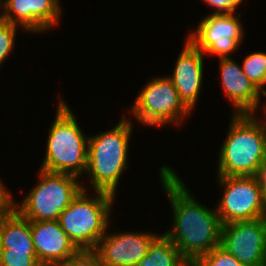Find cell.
I'll return each mask as SVG.
<instances>
[{"instance_id":"cell-2","label":"cell","mask_w":266,"mask_h":266,"mask_svg":"<svg viewBox=\"0 0 266 266\" xmlns=\"http://www.w3.org/2000/svg\"><path fill=\"white\" fill-rule=\"evenodd\" d=\"M232 117L219 152L218 176H255L266 154V120L257 121L254 113Z\"/></svg>"},{"instance_id":"cell-14","label":"cell","mask_w":266,"mask_h":266,"mask_svg":"<svg viewBox=\"0 0 266 266\" xmlns=\"http://www.w3.org/2000/svg\"><path fill=\"white\" fill-rule=\"evenodd\" d=\"M179 55L173 75L167 76L176 88L180 100L192 111L201 91L204 52L198 50L188 39Z\"/></svg>"},{"instance_id":"cell-4","label":"cell","mask_w":266,"mask_h":266,"mask_svg":"<svg viewBox=\"0 0 266 266\" xmlns=\"http://www.w3.org/2000/svg\"><path fill=\"white\" fill-rule=\"evenodd\" d=\"M59 100L41 170L79 177L87 169L88 138L78 126L68 104L61 98Z\"/></svg>"},{"instance_id":"cell-9","label":"cell","mask_w":266,"mask_h":266,"mask_svg":"<svg viewBox=\"0 0 266 266\" xmlns=\"http://www.w3.org/2000/svg\"><path fill=\"white\" fill-rule=\"evenodd\" d=\"M220 246L246 266H266V217L224 224Z\"/></svg>"},{"instance_id":"cell-5","label":"cell","mask_w":266,"mask_h":266,"mask_svg":"<svg viewBox=\"0 0 266 266\" xmlns=\"http://www.w3.org/2000/svg\"><path fill=\"white\" fill-rule=\"evenodd\" d=\"M83 188L58 218V223L79 250H95L108 229V219L115 195L96 191L87 198Z\"/></svg>"},{"instance_id":"cell-24","label":"cell","mask_w":266,"mask_h":266,"mask_svg":"<svg viewBox=\"0 0 266 266\" xmlns=\"http://www.w3.org/2000/svg\"><path fill=\"white\" fill-rule=\"evenodd\" d=\"M5 187L0 181V209H15L16 202Z\"/></svg>"},{"instance_id":"cell-13","label":"cell","mask_w":266,"mask_h":266,"mask_svg":"<svg viewBox=\"0 0 266 266\" xmlns=\"http://www.w3.org/2000/svg\"><path fill=\"white\" fill-rule=\"evenodd\" d=\"M33 246L42 266H60L79 249L57 220L30 221Z\"/></svg>"},{"instance_id":"cell-17","label":"cell","mask_w":266,"mask_h":266,"mask_svg":"<svg viewBox=\"0 0 266 266\" xmlns=\"http://www.w3.org/2000/svg\"><path fill=\"white\" fill-rule=\"evenodd\" d=\"M188 264L189 262L173 242L162 234L149 246L147 255L138 266H188Z\"/></svg>"},{"instance_id":"cell-8","label":"cell","mask_w":266,"mask_h":266,"mask_svg":"<svg viewBox=\"0 0 266 266\" xmlns=\"http://www.w3.org/2000/svg\"><path fill=\"white\" fill-rule=\"evenodd\" d=\"M224 194L216 212L223 225L266 217V199L255 176H218Z\"/></svg>"},{"instance_id":"cell-22","label":"cell","mask_w":266,"mask_h":266,"mask_svg":"<svg viewBox=\"0 0 266 266\" xmlns=\"http://www.w3.org/2000/svg\"><path fill=\"white\" fill-rule=\"evenodd\" d=\"M60 266H104L95 250H79Z\"/></svg>"},{"instance_id":"cell-1","label":"cell","mask_w":266,"mask_h":266,"mask_svg":"<svg viewBox=\"0 0 266 266\" xmlns=\"http://www.w3.org/2000/svg\"><path fill=\"white\" fill-rule=\"evenodd\" d=\"M159 173L174 219L172 229L164 235L189 263H194L220 245L223 223L216 208L210 210L194 199L173 169L165 165Z\"/></svg>"},{"instance_id":"cell-23","label":"cell","mask_w":266,"mask_h":266,"mask_svg":"<svg viewBox=\"0 0 266 266\" xmlns=\"http://www.w3.org/2000/svg\"><path fill=\"white\" fill-rule=\"evenodd\" d=\"M211 7L217 9L214 14H232L244 0H203Z\"/></svg>"},{"instance_id":"cell-11","label":"cell","mask_w":266,"mask_h":266,"mask_svg":"<svg viewBox=\"0 0 266 266\" xmlns=\"http://www.w3.org/2000/svg\"><path fill=\"white\" fill-rule=\"evenodd\" d=\"M105 233L95 251L104 266H138L159 236L151 232Z\"/></svg>"},{"instance_id":"cell-25","label":"cell","mask_w":266,"mask_h":266,"mask_svg":"<svg viewBox=\"0 0 266 266\" xmlns=\"http://www.w3.org/2000/svg\"><path fill=\"white\" fill-rule=\"evenodd\" d=\"M255 177L258 181V184H259V187L262 191V194H263L264 198L266 199V154L259 165V168H258V171H257Z\"/></svg>"},{"instance_id":"cell-16","label":"cell","mask_w":266,"mask_h":266,"mask_svg":"<svg viewBox=\"0 0 266 266\" xmlns=\"http://www.w3.org/2000/svg\"><path fill=\"white\" fill-rule=\"evenodd\" d=\"M0 249L35 253L30 221L16 209L4 220L0 231Z\"/></svg>"},{"instance_id":"cell-12","label":"cell","mask_w":266,"mask_h":266,"mask_svg":"<svg viewBox=\"0 0 266 266\" xmlns=\"http://www.w3.org/2000/svg\"><path fill=\"white\" fill-rule=\"evenodd\" d=\"M58 0H4V19L29 32H43L59 23ZM16 16V17H15Z\"/></svg>"},{"instance_id":"cell-20","label":"cell","mask_w":266,"mask_h":266,"mask_svg":"<svg viewBox=\"0 0 266 266\" xmlns=\"http://www.w3.org/2000/svg\"><path fill=\"white\" fill-rule=\"evenodd\" d=\"M0 266H42L36 253L9 252V249H0Z\"/></svg>"},{"instance_id":"cell-6","label":"cell","mask_w":266,"mask_h":266,"mask_svg":"<svg viewBox=\"0 0 266 266\" xmlns=\"http://www.w3.org/2000/svg\"><path fill=\"white\" fill-rule=\"evenodd\" d=\"M78 177L40 169V182L15 209L29 221L58 220L63 210L84 188Z\"/></svg>"},{"instance_id":"cell-28","label":"cell","mask_w":266,"mask_h":266,"mask_svg":"<svg viewBox=\"0 0 266 266\" xmlns=\"http://www.w3.org/2000/svg\"><path fill=\"white\" fill-rule=\"evenodd\" d=\"M188 266H195L193 263H189Z\"/></svg>"},{"instance_id":"cell-7","label":"cell","mask_w":266,"mask_h":266,"mask_svg":"<svg viewBox=\"0 0 266 266\" xmlns=\"http://www.w3.org/2000/svg\"><path fill=\"white\" fill-rule=\"evenodd\" d=\"M131 113L144 125L161 126L172 122L180 125L181 118L191 111L180 100L172 81L167 76H158L141 89Z\"/></svg>"},{"instance_id":"cell-27","label":"cell","mask_w":266,"mask_h":266,"mask_svg":"<svg viewBox=\"0 0 266 266\" xmlns=\"http://www.w3.org/2000/svg\"><path fill=\"white\" fill-rule=\"evenodd\" d=\"M1 7L3 9L4 7V3H3V0H0V10H1ZM5 19H4V14H3V11H1V14H0V23L4 22Z\"/></svg>"},{"instance_id":"cell-26","label":"cell","mask_w":266,"mask_h":266,"mask_svg":"<svg viewBox=\"0 0 266 266\" xmlns=\"http://www.w3.org/2000/svg\"><path fill=\"white\" fill-rule=\"evenodd\" d=\"M14 209H0V231L2 224L4 220L9 216V214L13 211Z\"/></svg>"},{"instance_id":"cell-15","label":"cell","mask_w":266,"mask_h":266,"mask_svg":"<svg viewBox=\"0 0 266 266\" xmlns=\"http://www.w3.org/2000/svg\"><path fill=\"white\" fill-rule=\"evenodd\" d=\"M220 74L224 93L235 107L234 113L256 112L261 91L248 79L242 67L232 60L231 56L220 58Z\"/></svg>"},{"instance_id":"cell-10","label":"cell","mask_w":266,"mask_h":266,"mask_svg":"<svg viewBox=\"0 0 266 266\" xmlns=\"http://www.w3.org/2000/svg\"><path fill=\"white\" fill-rule=\"evenodd\" d=\"M232 14H210L199 23L194 33H190L188 40L202 52L228 58L241 45L243 26L241 21Z\"/></svg>"},{"instance_id":"cell-19","label":"cell","mask_w":266,"mask_h":266,"mask_svg":"<svg viewBox=\"0 0 266 266\" xmlns=\"http://www.w3.org/2000/svg\"><path fill=\"white\" fill-rule=\"evenodd\" d=\"M193 264L195 266H246L220 245L200 256Z\"/></svg>"},{"instance_id":"cell-3","label":"cell","mask_w":266,"mask_h":266,"mask_svg":"<svg viewBox=\"0 0 266 266\" xmlns=\"http://www.w3.org/2000/svg\"><path fill=\"white\" fill-rule=\"evenodd\" d=\"M112 129L88 138L86 173L94 191L115 195L122 172L127 169L132 121L123 116Z\"/></svg>"},{"instance_id":"cell-18","label":"cell","mask_w":266,"mask_h":266,"mask_svg":"<svg viewBox=\"0 0 266 266\" xmlns=\"http://www.w3.org/2000/svg\"><path fill=\"white\" fill-rule=\"evenodd\" d=\"M248 79L266 96V53L253 52L246 56L241 66Z\"/></svg>"},{"instance_id":"cell-21","label":"cell","mask_w":266,"mask_h":266,"mask_svg":"<svg viewBox=\"0 0 266 266\" xmlns=\"http://www.w3.org/2000/svg\"><path fill=\"white\" fill-rule=\"evenodd\" d=\"M17 26L7 21L0 23V65L14 47Z\"/></svg>"}]
</instances>
